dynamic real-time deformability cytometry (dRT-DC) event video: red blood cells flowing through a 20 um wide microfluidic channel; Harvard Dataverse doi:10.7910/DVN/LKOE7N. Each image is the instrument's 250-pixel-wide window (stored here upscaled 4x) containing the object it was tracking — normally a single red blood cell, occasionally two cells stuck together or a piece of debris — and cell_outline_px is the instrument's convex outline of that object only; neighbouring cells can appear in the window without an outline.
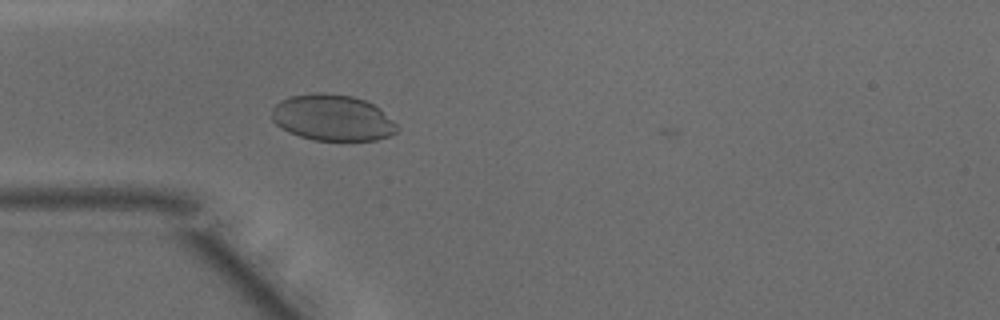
{"species": "common noctule bat (a hibernating species)", "species_latin": "Nyctalus noctula", "temperature_condition": "warm", "stored_images_in_passage": 29, "camera_frame_rate_fps": 3000, "um_per_image_px": 0.085, "animal": {"sex": "male", "body_mass_g": 15.6}, "frame": {"image": 1, "passage_image": 5, "time_ms": 1.333, "image_size_px": [1000, 320], "cell_outline_px": [[400, 128], [392, 136], [376, 140], [312, 140], [288, 132], [280, 128], [272, 120], [272, 108], [280, 100], [288, 96], [316, 92], [324, 92], [352, 96], [364, 100], [380, 108]], "centroid_in_image_um": [28.25, 10.0], "position_along_channel_um": 56.7, "area_um2": 33.99}}
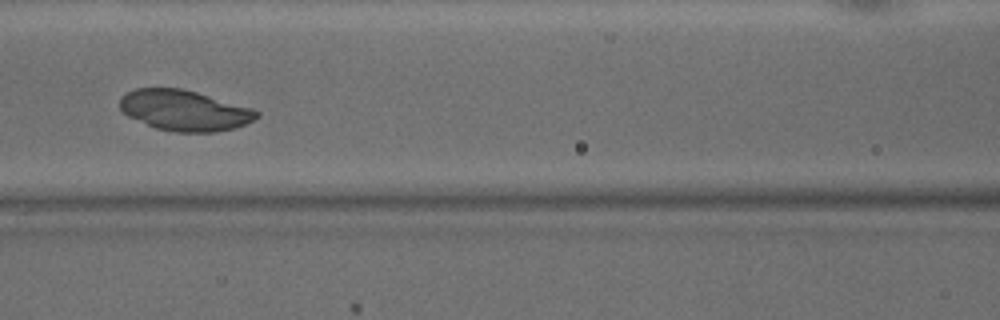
{"frame": {"image": 2, "passage_image": 12, "time_ms": 3.667, "image_size_px": [1000, 320], "cell_outline_px": [[260, 116], [236, 128], [216, 132], [176, 132], [156, 128], [128, 116], [120, 108], [120, 96], [136, 88], [180, 88], [196, 92], [252, 108], [260, 112]], "centroid_in_image_um": [15.68, 9.39], "position_along_channel_um": 150.9, "area_um2": 32.19}}
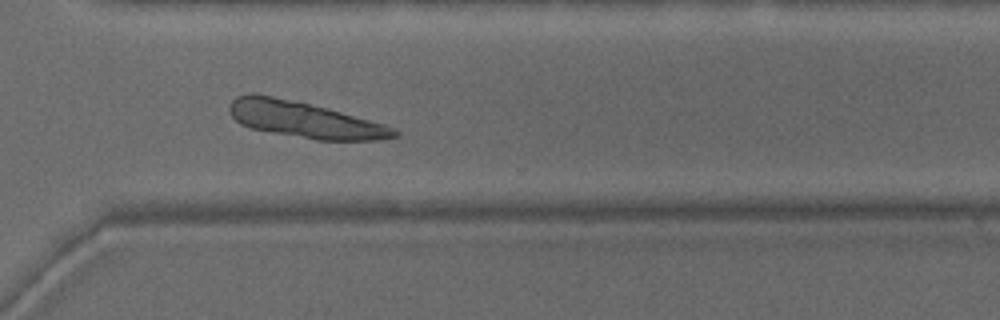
{"frame": {"image": 3, "passage_image": 26, "time_ms": 8.333, "image_size_px": [1000, 320], "cell_outline_px": [[400, 136], [376, 140], [316, 140], [272, 132], [252, 128], [240, 124], [232, 116], [228, 108], [228, 104], [236, 96], [248, 92], [252, 92], [272, 96], [328, 108], [384, 124], [400, 132]], "centroid_in_image_um": [25.85, 10.16], "position_along_channel_um": 344.7, "area_um2": 34.56}}